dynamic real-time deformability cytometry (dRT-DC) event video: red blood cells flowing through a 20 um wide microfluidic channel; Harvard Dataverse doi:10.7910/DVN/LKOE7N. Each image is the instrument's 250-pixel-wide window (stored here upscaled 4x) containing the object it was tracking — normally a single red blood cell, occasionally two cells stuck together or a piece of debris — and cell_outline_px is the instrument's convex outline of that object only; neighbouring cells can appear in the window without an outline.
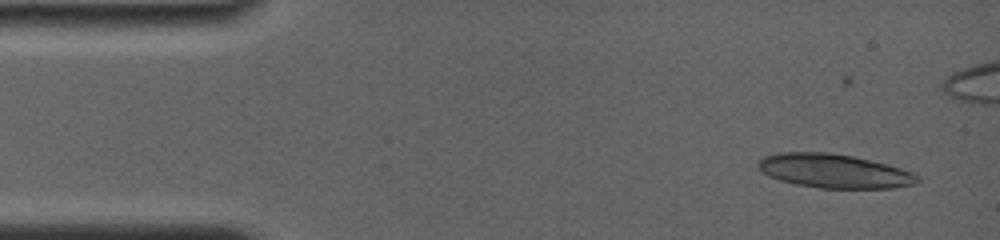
{"species": "common noctule bat (a hibernating species)", "species_latin": "Nyctalus noctula", "temperature_condition": "room temperature", "stored_images_in_passage": 5, "camera_frame_rate_fps": 4000, "um_per_image_px": 0.085, "animal": {"sex": "female", "body_mass_g": 19.0, "forearm_length_mm": 56.7}, "frame": {"image": 1, "passage_image": 2, "time_ms": 1.25, "image_size_px": [1000, 240], "cell_outline_px": [[920, 180], [916, 184], [892, 188], [820, 188], [796, 184], [780, 180], [768, 176], [756, 164], [764, 156], [780, 152], [828, 152], [852, 156], [888, 164], [912, 172], [920, 176]], "centroid_in_image_um": [70.93, 14.53], "position_along_channel_um": 14.1, "area_um2": 31.5}}